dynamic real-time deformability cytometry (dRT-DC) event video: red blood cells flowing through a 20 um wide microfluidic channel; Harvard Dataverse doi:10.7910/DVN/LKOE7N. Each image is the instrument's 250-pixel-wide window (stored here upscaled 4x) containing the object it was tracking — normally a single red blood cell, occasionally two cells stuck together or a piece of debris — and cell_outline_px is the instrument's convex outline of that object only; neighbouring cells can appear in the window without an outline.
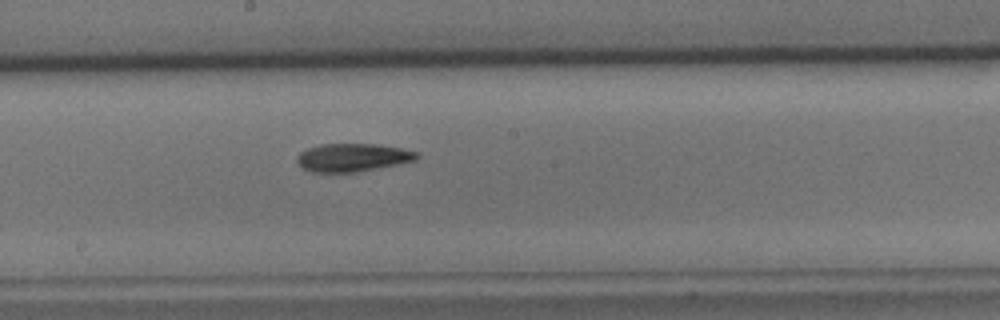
{"species": "common noctule bat (a hibernating species)", "species_latin": "Nyctalus noctula", "temperature_condition": "cold", "stored_images_in_passage": 25, "camera_frame_rate_fps": 3000, "um_per_image_px": 0.085, "animal": {"sex": "male", "body_mass_g": 15.6}, "frame": {"image": 1, "passage_image": 10, "time_ms": 3.0, "image_size_px": [1000, 320], "cell_outline_px": [[420, 156], [416, 160], [360, 172], [312, 172], [304, 168], [296, 160], [296, 156], [300, 152], [308, 148], [320, 144], [376, 144], [400, 148], [420, 152]], "centroid_in_image_um": [30.0, 13.38], "position_along_channel_um": 218.2, "area_um2": 19.65}}
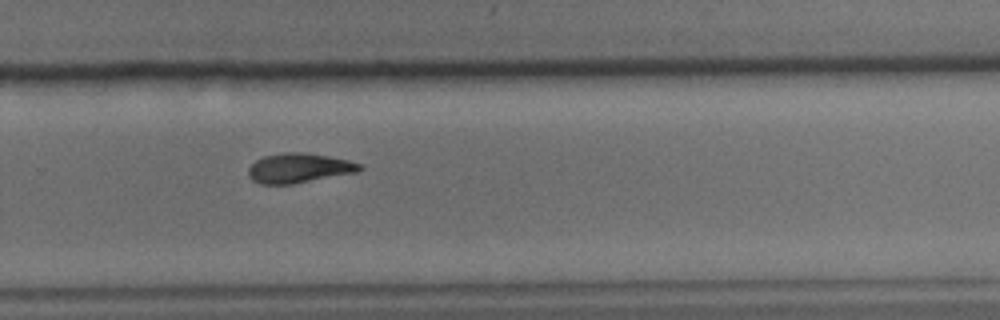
{"frame": {"image": 2, "passage_image": 17, "time_ms": 5.333, "image_size_px": [1000, 320], "cell_outline_px": [[364, 168], [360, 172], [292, 184], [260, 184], [252, 180], [248, 176], [248, 168], [256, 160], [264, 156], [284, 152], [304, 152], [328, 156], [348, 160], [364, 164]], "centroid_in_image_um": [25.45, 14.29], "position_along_channel_um": 304.3, "area_um2": 19.48}}
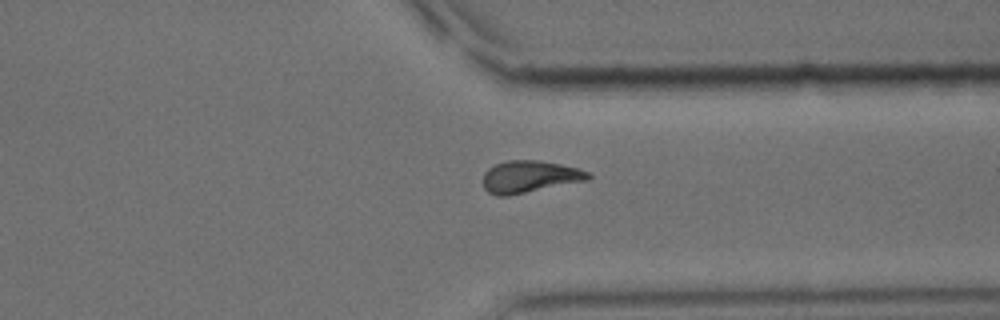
{"frame": {"image": 3, "passage_image": 22, "time_ms": 7.0, "image_size_px": [1000, 320], "cell_outline_px": [[592, 176], [588, 180], [508, 196], [496, 196], [488, 192], [484, 188], [484, 172], [488, 168], [496, 164], [508, 160], [540, 160], [560, 164], [576, 168], [588, 172]], "centroid_in_image_um": [45.0, 15.02], "position_along_channel_um": 366.4, "area_um2": 19.59}}